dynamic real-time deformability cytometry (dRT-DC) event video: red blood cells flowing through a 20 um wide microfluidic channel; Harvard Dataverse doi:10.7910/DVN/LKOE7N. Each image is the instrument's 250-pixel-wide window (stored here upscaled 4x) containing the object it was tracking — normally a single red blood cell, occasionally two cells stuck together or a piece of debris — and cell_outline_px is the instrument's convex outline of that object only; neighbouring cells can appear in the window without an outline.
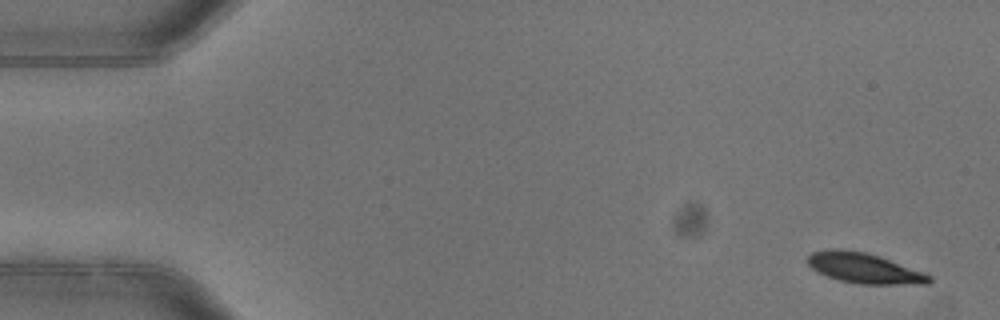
{"species": "common noctule bat (a hibernating species)", "species_latin": "Nyctalus noctula", "temperature_condition": "warm", "stored_images_in_passage": 3, "camera_frame_rate_fps": 3000, "um_per_image_px": 0.085, "animal": {"sex": "female"}, "frame": {"image": 1, "passage_image": 1, "time_ms": 0.0, "image_size_px": [1000, 320], "cell_outline_px": [[932, 280], [928, 284], [860, 284], [840, 280], [828, 276], [812, 268], [804, 260], [812, 252], [864, 252], [880, 256], [924, 272], [932, 276]], "centroid_in_image_um": [73.56, 22.84], "position_along_channel_um": 11.4, "area_um2": 20.63}}
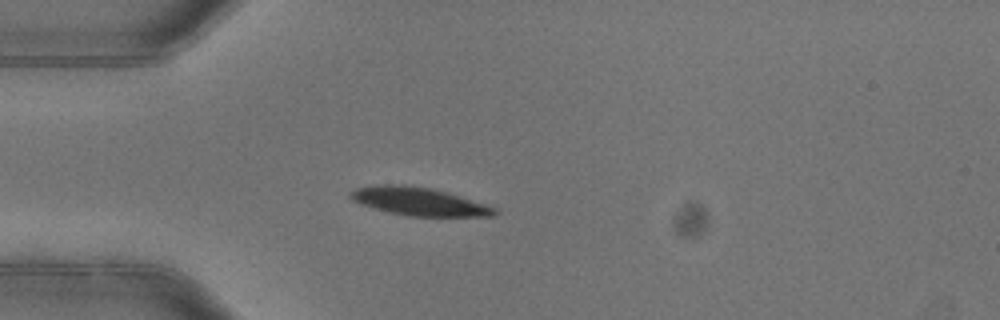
{"frame": {"image": 2, "passage_image": 3, "time_ms": 0.667, "image_size_px": [1000, 320], "cell_outline_px": [[500, 212], [496, 216], [408, 216], [388, 212], [360, 204], [352, 200], [348, 196], [348, 192], [356, 188], [376, 184], [404, 184], [432, 188], [448, 192], [488, 204], [496, 208]], "centroid_in_image_um": [35.62, 17.11], "position_along_channel_um": 49.4, "area_um2": 24.04}}